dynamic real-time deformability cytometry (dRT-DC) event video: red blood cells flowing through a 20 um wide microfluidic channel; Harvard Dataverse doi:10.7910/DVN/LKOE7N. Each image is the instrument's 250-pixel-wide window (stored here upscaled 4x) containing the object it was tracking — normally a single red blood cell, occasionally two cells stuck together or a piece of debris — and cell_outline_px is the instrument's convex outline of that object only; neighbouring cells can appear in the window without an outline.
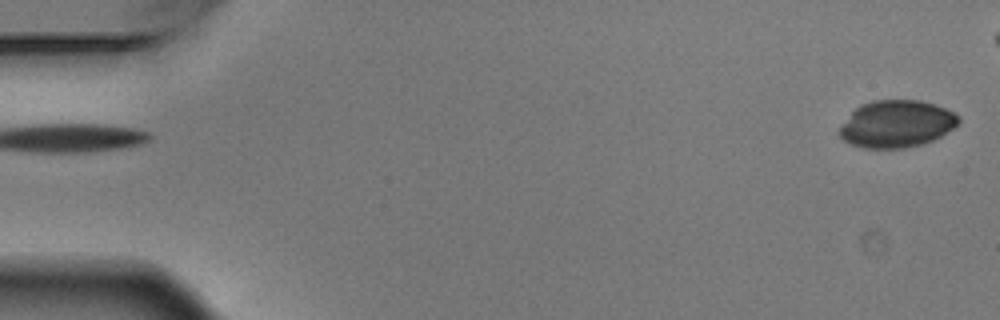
{"species": "Egyptian fruit bat (a non-hibernating species)", "species_latin": "Rousettus aegyptiacus", "temperature_condition": "warm", "stored_images_in_passage": 4, "camera_frame_rate_fps": 3000, "um_per_image_px": 0.085, "animal": {"sex": "male"}, "frame": {"image": 1, "passage_image": 1, "time_ms": 0.0, "image_size_px": [1000, 320], "cell_outline_px": [[960, 124], [940, 136], [932, 140], [920, 144], [904, 148], [864, 148], [852, 144], [844, 140], [840, 136], [840, 128], [852, 112], [860, 104], [872, 100], [920, 100], [944, 108], [960, 116]], "centroid_in_image_um": [76.22, 10.52], "position_along_channel_um": 8.8, "area_um2": 32.43}}